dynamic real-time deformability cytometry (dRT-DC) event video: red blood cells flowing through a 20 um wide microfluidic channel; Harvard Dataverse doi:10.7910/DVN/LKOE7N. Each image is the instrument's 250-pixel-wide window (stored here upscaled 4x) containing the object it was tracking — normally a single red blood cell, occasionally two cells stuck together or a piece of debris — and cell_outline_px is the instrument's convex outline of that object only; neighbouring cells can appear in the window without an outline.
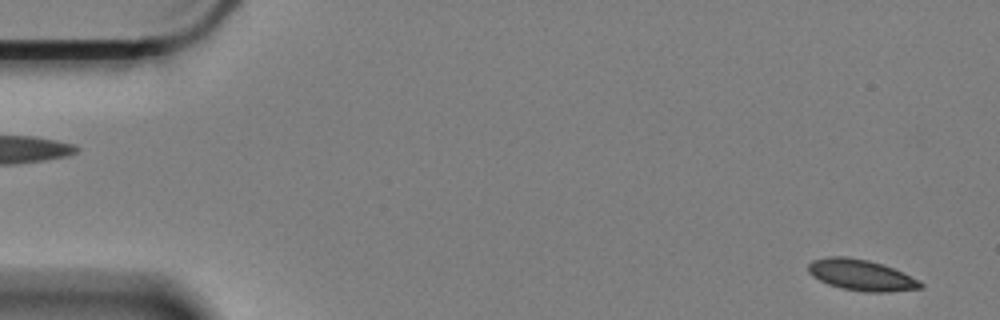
{"species": "Egyptian fruit bat (a non-hibernating species)", "species_latin": "Rousettus aegyptiacus", "temperature_condition": "cold", "stored_images_in_passage": 58, "camera_frame_rate_fps": 3000, "um_per_image_px": 0.085, "animal": {"sex": "female"}, "frame": {"image": 1, "passage_image": 1, "time_ms": 0.0, "image_size_px": [1000, 320], "cell_outline_px": [[924, 288], [888, 292], [864, 292], [840, 288], [828, 284], [812, 276], [808, 272], [808, 264], [812, 260], [828, 256], [844, 256], [868, 260], [892, 268], [920, 280], [924, 284]], "centroid_in_image_um": [73.2, 23.39], "position_along_channel_um": 11.8, "area_um2": 20.35}}
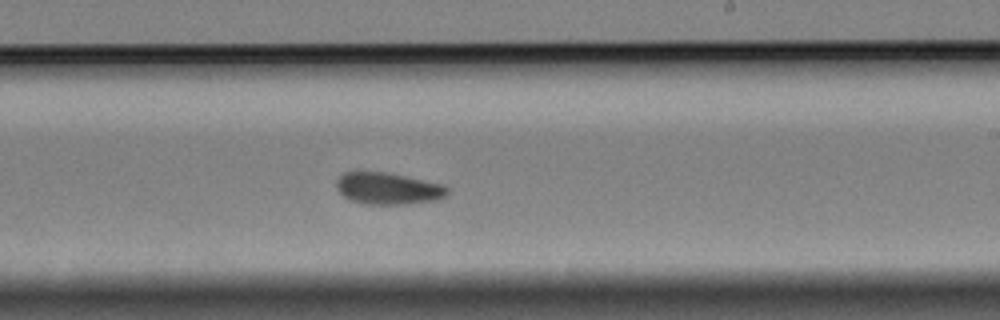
{"frame": {"image": 2, "passage_image": 34, "time_ms": 11.0, "image_size_px": [1000, 320], "cell_outline_px": [[448, 192], [444, 196], [436, 200], [408, 204], [364, 204], [352, 200], [344, 196], [336, 188], [336, 180], [344, 172], [388, 172], [444, 184], [448, 188]], "centroid_in_image_um": [32.99, 16.02], "position_along_channel_um": 256.0, "area_um2": 20.58}}
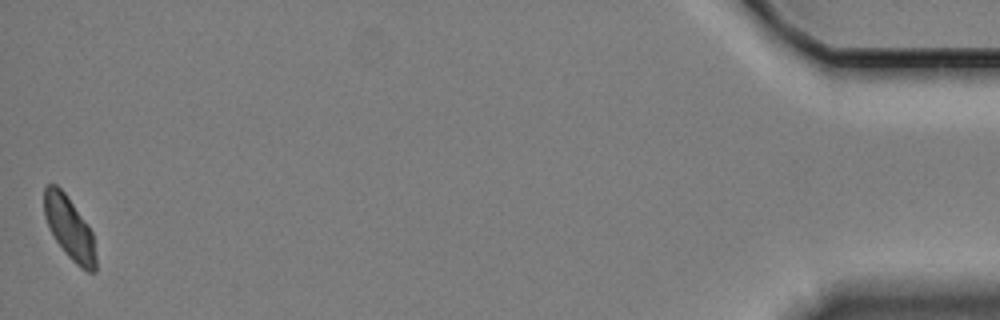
{"frame": {"image": 3, "passage_image": 58, "time_ms": 19.0, "image_size_px": [1000, 320], "cell_outline_px": [[96, 272], [88, 272], [80, 268], [64, 252], [56, 240], [44, 216], [44, 188], [48, 184], [56, 184], [64, 192], [88, 224], [92, 232], [96, 256]], "centroid_in_image_um": [5.91, 19.4], "position_along_channel_um": 429.3, "area_um2": 18.79}, "authors_computed_cell_mechanics": {"area_um2": 20.5479, "velocity_mm_per_s": 3.3039, "shape_relaxation_time_tau1_ms": 4.538, "shape_relaxation_time_tau2_ms": 1.8832, "deformation_change_tau1": 0.0876, "deformation_change_tau2": 0.0518}}